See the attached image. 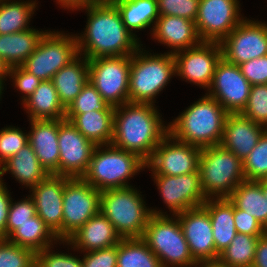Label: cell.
I'll return each mask as SVG.
<instances>
[{
    "instance_id": "d6a6232c",
    "label": "cell",
    "mask_w": 267,
    "mask_h": 267,
    "mask_svg": "<svg viewBox=\"0 0 267 267\" xmlns=\"http://www.w3.org/2000/svg\"><path fill=\"white\" fill-rule=\"evenodd\" d=\"M117 7L126 29L136 38L133 30L146 29L159 18L157 0H116ZM156 20V21H155Z\"/></svg>"
},
{
    "instance_id": "2e32d148",
    "label": "cell",
    "mask_w": 267,
    "mask_h": 267,
    "mask_svg": "<svg viewBox=\"0 0 267 267\" xmlns=\"http://www.w3.org/2000/svg\"><path fill=\"white\" fill-rule=\"evenodd\" d=\"M251 86L239 66L227 62L222 57L213 74L208 95L228 113H240L246 106Z\"/></svg>"
},
{
    "instance_id": "9f6ffc18",
    "label": "cell",
    "mask_w": 267,
    "mask_h": 267,
    "mask_svg": "<svg viewBox=\"0 0 267 267\" xmlns=\"http://www.w3.org/2000/svg\"><path fill=\"white\" fill-rule=\"evenodd\" d=\"M97 3H113L116 0H96Z\"/></svg>"
},
{
    "instance_id": "9a60e30c",
    "label": "cell",
    "mask_w": 267,
    "mask_h": 267,
    "mask_svg": "<svg viewBox=\"0 0 267 267\" xmlns=\"http://www.w3.org/2000/svg\"><path fill=\"white\" fill-rule=\"evenodd\" d=\"M59 176L82 178L88 170L96 145L66 119H59Z\"/></svg>"
},
{
    "instance_id": "8992f818",
    "label": "cell",
    "mask_w": 267,
    "mask_h": 267,
    "mask_svg": "<svg viewBox=\"0 0 267 267\" xmlns=\"http://www.w3.org/2000/svg\"><path fill=\"white\" fill-rule=\"evenodd\" d=\"M198 172L207 199L228 198L246 180L243 161L220 144L201 149Z\"/></svg>"
},
{
    "instance_id": "f1b7e54d",
    "label": "cell",
    "mask_w": 267,
    "mask_h": 267,
    "mask_svg": "<svg viewBox=\"0 0 267 267\" xmlns=\"http://www.w3.org/2000/svg\"><path fill=\"white\" fill-rule=\"evenodd\" d=\"M47 32L30 28L13 34L0 35V58L10 67L21 66L36 50Z\"/></svg>"
},
{
    "instance_id": "f5cc1de1",
    "label": "cell",
    "mask_w": 267,
    "mask_h": 267,
    "mask_svg": "<svg viewBox=\"0 0 267 267\" xmlns=\"http://www.w3.org/2000/svg\"><path fill=\"white\" fill-rule=\"evenodd\" d=\"M10 66L0 58V83L3 85L5 78L9 75Z\"/></svg>"
},
{
    "instance_id": "e0dca14e",
    "label": "cell",
    "mask_w": 267,
    "mask_h": 267,
    "mask_svg": "<svg viewBox=\"0 0 267 267\" xmlns=\"http://www.w3.org/2000/svg\"><path fill=\"white\" fill-rule=\"evenodd\" d=\"M184 237L188 243L191 256L198 264L216 263L213 230L209 213L204 206H199L176 215Z\"/></svg>"
},
{
    "instance_id": "ffe728a7",
    "label": "cell",
    "mask_w": 267,
    "mask_h": 267,
    "mask_svg": "<svg viewBox=\"0 0 267 267\" xmlns=\"http://www.w3.org/2000/svg\"><path fill=\"white\" fill-rule=\"evenodd\" d=\"M69 177L51 174L30 190L37 215L62 241L63 193Z\"/></svg>"
},
{
    "instance_id": "60d3db41",
    "label": "cell",
    "mask_w": 267,
    "mask_h": 267,
    "mask_svg": "<svg viewBox=\"0 0 267 267\" xmlns=\"http://www.w3.org/2000/svg\"><path fill=\"white\" fill-rule=\"evenodd\" d=\"M29 143L28 134L18 127L0 130V166Z\"/></svg>"
},
{
    "instance_id": "681fc988",
    "label": "cell",
    "mask_w": 267,
    "mask_h": 267,
    "mask_svg": "<svg viewBox=\"0 0 267 267\" xmlns=\"http://www.w3.org/2000/svg\"><path fill=\"white\" fill-rule=\"evenodd\" d=\"M2 181L0 178V239H6V223L12 198Z\"/></svg>"
},
{
    "instance_id": "d4e9b609",
    "label": "cell",
    "mask_w": 267,
    "mask_h": 267,
    "mask_svg": "<svg viewBox=\"0 0 267 267\" xmlns=\"http://www.w3.org/2000/svg\"><path fill=\"white\" fill-rule=\"evenodd\" d=\"M88 79V59L79 54L54 74L52 82L65 108L80 94L82 88L88 83Z\"/></svg>"
},
{
    "instance_id": "ac0fdd59",
    "label": "cell",
    "mask_w": 267,
    "mask_h": 267,
    "mask_svg": "<svg viewBox=\"0 0 267 267\" xmlns=\"http://www.w3.org/2000/svg\"><path fill=\"white\" fill-rule=\"evenodd\" d=\"M176 74L190 83L209 88L216 66L222 58L220 43L201 42L195 47L176 52Z\"/></svg>"
},
{
    "instance_id": "11a10c76",
    "label": "cell",
    "mask_w": 267,
    "mask_h": 267,
    "mask_svg": "<svg viewBox=\"0 0 267 267\" xmlns=\"http://www.w3.org/2000/svg\"><path fill=\"white\" fill-rule=\"evenodd\" d=\"M199 267H222V266L218 265L217 263H204L200 264Z\"/></svg>"
},
{
    "instance_id": "4dcf8cb0",
    "label": "cell",
    "mask_w": 267,
    "mask_h": 267,
    "mask_svg": "<svg viewBox=\"0 0 267 267\" xmlns=\"http://www.w3.org/2000/svg\"><path fill=\"white\" fill-rule=\"evenodd\" d=\"M6 239L35 254L51 247L53 241L56 243L59 240L38 215L31 217L30 221L14 224V231Z\"/></svg>"
},
{
    "instance_id": "5bb4252c",
    "label": "cell",
    "mask_w": 267,
    "mask_h": 267,
    "mask_svg": "<svg viewBox=\"0 0 267 267\" xmlns=\"http://www.w3.org/2000/svg\"><path fill=\"white\" fill-rule=\"evenodd\" d=\"M238 5L237 0H200L195 24L201 41L220 43L228 36L243 20Z\"/></svg>"
},
{
    "instance_id": "d590c367",
    "label": "cell",
    "mask_w": 267,
    "mask_h": 267,
    "mask_svg": "<svg viewBox=\"0 0 267 267\" xmlns=\"http://www.w3.org/2000/svg\"><path fill=\"white\" fill-rule=\"evenodd\" d=\"M258 239L259 236L237 233L216 263L222 267H252Z\"/></svg>"
},
{
    "instance_id": "7bdbcfd3",
    "label": "cell",
    "mask_w": 267,
    "mask_h": 267,
    "mask_svg": "<svg viewBox=\"0 0 267 267\" xmlns=\"http://www.w3.org/2000/svg\"><path fill=\"white\" fill-rule=\"evenodd\" d=\"M36 215V206L31 197L28 196L17 203L11 200L6 223V238L14 231V224L30 221V218Z\"/></svg>"
},
{
    "instance_id": "484cf974",
    "label": "cell",
    "mask_w": 267,
    "mask_h": 267,
    "mask_svg": "<svg viewBox=\"0 0 267 267\" xmlns=\"http://www.w3.org/2000/svg\"><path fill=\"white\" fill-rule=\"evenodd\" d=\"M203 206L207 209L213 230L215 249L223 252L235 238L234 205L228 198L207 199Z\"/></svg>"
},
{
    "instance_id": "f6af8a7d",
    "label": "cell",
    "mask_w": 267,
    "mask_h": 267,
    "mask_svg": "<svg viewBox=\"0 0 267 267\" xmlns=\"http://www.w3.org/2000/svg\"><path fill=\"white\" fill-rule=\"evenodd\" d=\"M9 76L13 78L14 86L25 94L23 95L24 97H22L23 102L33 94L42 82L41 79L25 70L22 66L11 67Z\"/></svg>"
},
{
    "instance_id": "ab89813d",
    "label": "cell",
    "mask_w": 267,
    "mask_h": 267,
    "mask_svg": "<svg viewBox=\"0 0 267 267\" xmlns=\"http://www.w3.org/2000/svg\"><path fill=\"white\" fill-rule=\"evenodd\" d=\"M240 113L267 129V84L251 86L246 106Z\"/></svg>"
},
{
    "instance_id": "d6986e66",
    "label": "cell",
    "mask_w": 267,
    "mask_h": 267,
    "mask_svg": "<svg viewBox=\"0 0 267 267\" xmlns=\"http://www.w3.org/2000/svg\"><path fill=\"white\" fill-rule=\"evenodd\" d=\"M164 203L172 215L176 216L187 209L203 206L205 197L199 172L180 176L153 175Z\"/></svg>"
},
{
    "instance_id": "bcb514c9",
    "label": "cell",
    "mask_w": 267,
    "mask_h": 267,
    "mask_svg": "<svg viewBox=\"0 0 267 267\" xmlns=\"http://www.w3.org/2000/svg\"><path fill=\"white\" fill-rule=\"evenodd\" d=\"M251 85L267 84V55L238 65Z\"/></svg>"
},
{
    "instance_id": "603a6c76",
    "label": "cell",
    "mask_w": 267,
    "mask_h": 267,
    "mask_svg": "<svg viewBox=\"0 0 267 267\" xmlns=\"http://www.w3.org/2000/svg\"><path fill=\"white\" fill-rule=\"evenodd\" d=\"M152 32L153 39L171 47V54L195 47L202 42L195 22L183 17L159 16Z\"/></svg>"
},
{
    "instance_id": "30bf717a",
    "label": "cell",
    "mask_w": 267,
    "mask_h": 267,
    "mask_svg": "<svg viewBox=\"0 0 267 267\" xmlns=\"http://www.w3.org/2000/svg\"><path fill=\"white\" fill-rule=\"evenodd\" d=\"M78 55L77 39L74 35L46 32L36 50L21 65L39 79L52 80L62 67Z\"/></svg>"
},
{
    "instance_id": "277c9868",
    "label": "cell",
    "mask_w": 267,
    "mask_h": 267,
    "mask_svg": "<svg viewBox=\"0 0 267 267\" xmlns=\"http://www.w3.org/2000/svg\"><path fill=\"white\" fill-rule=\"evenodd\" d=\"M141 196L132 186L101 191L100 212L121 238H142L152 214L166 215L162 211L147 209Z\"/></svg>"
},
{
    "instance_id": "6f0895ef",
    "label": "cell",
    "mask_w": 267,
    "mask_h": 267,
    "mask_svg": "<svg viewBox=\"0 0 267 267\" xmlns=\"http://www.w3.org/2000/svg\"><path fill=\"white\" fill-rule=\"evenodd\" d=\"M4 87L3 85L0 83V99H1V95H2V91H3Z\"/></svg>"
},
{
    "instance_id": "83f0119b",
    "label": "cell",
    "mask_w": 267,
    "mask_h": 267,
    "mask_svg": "<svg viewBox=\"0 0 267 267\" xmlns=\"http://www.w3.org/2000/svg\"><path fill=\"white\" fill-rule=\"evenodd\" d=\"M8 171L19 183L30 189L50 175L40 164L29 143L0 166V178Z\"/></svg>"
},
{
    "instance_id": "7a4b0ae2",
    "label": "cell",
    "mask_w": 267,
    "mask_h": 267,
    "mask_svg": "<svg viewBox=\"0 0 267 267\" xmlns=\"http://www.w3.org/2000/svg\"><path fill=\"white\" fill-rule=\"evenodd\" d=\"M155 104L127 102L115 107L111 144L137 154L145 162L169 133Z\"/></svg>"
},
{
    "instance_id": "1f68e13d",
    "label": "cell",
    "mask_w": 267,
    "mask_h": 267,
    "mask_svg": "<svg viewBox=\"0 0 267 267\" xmlns=\"http://www.w3.org/2000/svg\"><path fill=\"white\" fill-rule=\"evenodd\" d=\"M228 199L237 209L255 217L267 230V198L259 181L244 180Z\"/></svg>"
},
{
    "instance_id": "f546056e",
    "label": "cell",
    "mask_w": 267,
    "mask_h": 267,
    "mask_svg": "<svg viewBox=\"0 0 267 267\" xmlns=\"http://www.w3.org/2000/svg\"><path fill=\"white\" fill-rule=\"evenodd\" d=\"M22 104L31 120L65 119L66 108L60 102L52 80H43Z\"/></svg>"
},
{
    "instance_id": "52a82bcc",
    "label": "cell",
    "mask_w": 267,
    "mask_h": 267,
    "mask_svg": "<svg viewBox=\"0 0 267 267\" xmlns=\"http://www.w3.org/2000/svg\"><path fill=\"white\" fill-rule=\"evenodd\" d=\"M176 75L174 54H145L141 46L131 55L129 102L154 103V97Z\"/></svg>"
},
{
    "instance_id": "b9f144b4",
    "label": "cell",
    "mask_w": 267,
    "mask_h": 267,
    "mask_svg": "<svg viewBox=\"0 0 267 267\" xmlns=\"http://www.w3.org/2000/svg\"><path fill=\"white\" fill-rule=\"evenodd\" d=\"M200 0H157L159 16H178L195 22Z\"/></svg>"
},
{
    "instance_id": "4fadbf2b",
    "label": "cell",
    "mask_w": 267,
    "mask_h": 267,
    "mask_svg": "<svg viewBox=\"0 0 267 267\" xmlns=\"http://www.w3.org/2000/svg\"><path fill=\"white\" fill-rule=\"evenodd\" d=\"M222 57L229 63L240 65L267 55V24L243 19L220 42Z\"/></svg>"
},
{
    "instance_id": "6da1fadb",
    "label": "cell",
    "mask_w": 267,
    "mask_h": 267,
    "mask_svg": "<svg viewBox=\"0 0 267 267\" xmlns=\"http://www.w3.org/2000/svg\"><path fill=\"white\" fill-rule=\"evenodd\" d=\"M85 9L87 25L84 33L76 36L79 55L87 59L125 56L140 47L138 38L126 29L113 3H95Z\"/></svg>"
},
{
    "instance_id": "3957f363",
    "label": "cell",
    "mask_w": 267,
    "mask_h": 267,
    "mask_svg": "<svg viewBox=\"0 0 267 267\" xmlns=\"http://www.w3.org/2000/svg\"><path fill=\"white\" fill-rule=\"evenodd\" d=\"M228 112L207 93L194 102L169 126V134L176 140L206 148L219 145Z\"/></svg>"
},
{
    "instance_id": "816d5d0a",
    "label": "cell",
    "mask_w": 267,
    "mask_h": 267,
    "mask_svg": "<svg viewBox=\"0 0 267 267\" xmlns=\"http://www.w3.org/2000/svg\"><path fill=\"white\" fill-rule=\"evenodd\" d=\"M62 7L65 9H84L87 8L88 6L97 3L96 0H57Z\"/></svg>"
},
{
    "instance_id": "44dd1931",
    "label": "cell",
    "mask_w": 267,
    "mask_h": 267,
    "mask_svg": "<svg viewBox=\"0 0 267 267\" xmlns=\"http://www.w3.org/2000/svg\"><path fill=\"white\" fill-rule=\"evenodd\" d=\"M265 130L264 126L251 121L241 113H229L220 145L243 161L257 145Z\"/></svg>"
},
{
    "instance_id": "ba28073f",
    "label": "cell",
    "mask_w": 267,
    "mask_h": 267,
    "mask_svg": "<svg viewBox=\"0 0 267 267\" xmlns=\"http://www.w3.org/2000/svg\"><path fill=\"white\" fill-rule=\"evenodd\" d=\"M152 214L142 239L155 253L163 267H199L189 251L178 217ZM168 264V265H167Z\"/></svg>"
},
{
    "instance_id": "f35d334b",
    "label": "cell",
    "mask_w": 267,
    "mask_h": 267,
    "mask_svg": "<svg viewBox=\"0 0 267 267\" xmlns=\"http://www.w3.org/2000/svg\"><path fill=\"white\" fill-rule=\"evenodd\" d=\"M35 257L30 249L0 239V267H35Z\"/></svg>"
},
{
    "instance_id": "9c48e42d",
    "label": "cell",
    "mask_w": 267,
    "mask_h": 267,
    "mask_svg": "<svg viewBox=\"0 0 267 267\" xmlns=\"http://www.w3.org/2000/svg\"><path fill=\"white\" fill-rule=\"evenodd\" d=\"M88 81L104 101L118 107L129 102L131 55L88 59Z\"/></svg>"
},
{
    "instance_id": "7402d4cb",
    "label": "cell",
    "mask_w": 267,
    "mask_h": 267,
    "mask_svg": "<svg viewBox=\"0 0 267 267\" xmlns=\"http://www.w3.org/2000/svg\"><path fill=\"white\" fill-rule=\"evenodd\" d=\"M59 119L31 120L29 144L45 170L59 176Z\"/></svg>"
},
{
    "instance_id": "ee69618b",
    "label": "cell",
    "mask_w": 267,
    "mask_h": 267,
    "mask_svg": "<svg viewBox=\"0 0 267 267\" xmlns=\"http://www.w3.org/2000/svg\"><path fill=\"white\" fill-rule=\"evenodd\" d=\"M50 249L47 247L36 253L35 267H83L80 258L67 253H54Z\"/></svg>"
},
{
    "instance_id": "5b68a950",
    "label": "cell",
    "mask_w": 267,
    "mask_h": 267,
    "mask_svg": "<svg viewBox=\"0 0 267 267\" xmlns=\"http://www.w3.org/2000/svg\"><path fill=\"white\" fill-rule=\"evenodd\" d=\"M102 147L103 145L95 147L88 170L82 178L100 192L130 187L127 179L146 168L145 161L137 154L112 144L104 145L106 150Z\"/></svg>"
},
{
    "instance_id": "4316f807",
    "label": "cell",
    "mask_w": 267,
    "mask_h": 267,
    "mask_svg": "<svg viewBox=\"0 0 267 267\" xmlns=\"http://www.w3.org/2000/svg\"><path fill=\"white\" fill-rule=\"evenodd\" d=\"M76 129L97 145L111 144L113 138L114 111H96L84 114H65Z\"/></svg>"
},
{
    "instance_id": "e575fe53",
    "label": "cell",
    "mask_w": 267,
    "mask_h": 267,
    "mask_svg": "<svg viewBox=\"0 0 267 267\" xmlns=\"http://www.w3.org/2000/svg\"><path fill=\"white\" fill-rule=\"evenodd\" d=\"M36 5V1L9 2L8 0H0V35L13 34L30 29L29 20L34 14Z\"/></svg>"
},
{
    "instance_id": "db71d44e",
    "label": "cell",
    "mask_w": 267,
    "mask_h": 267,
    "mask_svg": "<svg viewBox=\"0 0 267 267\" xmlns=\"http://www.w3.org/2000/svg\"><path fill=\"white\" fill-rule=\"evenodd\" d=\"M259 182L261 183V185H262V189H263L264 194H265V196H266V198H267V178L262 179V180H260Z\"/></svg>"
},
{
    "instance_id": "c3c4849f",
    "label": "cell",
    "mask_w": 267,
    "mask_h": 267,
    "mask_svg": "<svg viewBox=\"0 0 267 267\" xmlns=\"http://www.w3.org/2000/svg\"><path fill=\"white\" fill-rule=\"evenodd\" d=\"M234 224L237 233L248 234L251 236H261L267 230L252 215L247 214L244 210L237 209L234 206Z\"/></svg>"
},
{
    "instance_id": "7c38bea8",
    "label": "cell",
    "mask_w": 267,
    "mask_h": 267,
    "mask_svg": "<svg viewBox=\"0 0 267 267\" xmlns=\"http://www.w3.org/2000/svg\"><path fill=\"white\" fill-rule=\"evenodd\" d=\"M200 153L201 148L176 140L168 133L145 164L154 175H186L198 172Z\"/></svg>"
},
{
    "instance_id": "f907efd6",
    "label": "cell",
    "mask_w": 267,
    "mask_h": 267,
    "mask_svg": "<svg viewBox=\"0 0 267 267\" xmlns=\"http://www.w3.org/2000/svg\"><path fill=\"white\" fill-rule=\"evenodd\" d=\"M252 267H267V232L259 236Z\"/></svg>"
},
{
    "instance_id": "cb8c5ba5",
    "label": "cell",
    "mask_w": 267,
    "mask_h": 267,
    "mask_svg": "<svg viewBox=\"0 0 267 267\" xmlns=\"http://www.w3.org/2000/svg\"><path fill=\"white\" fill-rule=\"evenodd\" d=\"M120 240L121 237L116 233L113 224L99 212L62 242L72 245L73 249L89 252L115 246Z\"/></svg>"
},
{
    "instance_id": "8d00e7d4",
    "label": "cell",
    "mask_w": 267,
    "mask_h": 267,
    "mask_svg": "<svg viewBox=\"0 0 267 267\" xmlns=\"http://www.w3.org/2000/svg\"><path fill=\"white\" fill-rule=\"evenodd\" d=\"M244 177L249 181L267 178V129L261 135L257 145L243 160Z\"/></svg>"
},
{
    "instance_id": "74e56055",
    "label": "cell",
    "mask_w": 267,
    "mask_h": 267,
    "mask_svg": "<svg viewBox=\"0 0 267 267\" xmlns=\"http://www.w3.org/2000/svg\"><path fill=\"white\" fill-rule=\"evenodd\" d=\"M96 111H114L115 107L108 105L96 88L88 81L80 94L66 108L65 114H84Z\"/></svg>"
},
{
    "instance_id": "7dc6e473",
    "label": "cell",
    "mask_w": 267,
    "mask_h": 267,
    "mask_svg": "<svg viewBox=\"0 0 267 267\" xmlns=\"http://www.w3.org/2000/svg\"><path fill=\"white\" fill-rule=\"evenodd\" d=\"M83 267H117V245L86 252L82 259Z\"/></svg>"
},
{
    "instance_id": "836d02e7",
    "label": "cell",
    "mask_w": 267,
    "mask_h": 267,
    "mask_svg": "<svg viewBox=\"0 0 267 267\" xmlns=\"http://www.w3.org/2000/svg\"><path fill=\"white\" fill-rule=\"evenodd\" d=\"M117 267H163L142 238H121L117 244Z\"/></svg>"
},
{
    "instance_id": "8fae6325",
    "label": "cell",
    "mask_w": 267,
    "mask_h": 267,
    "mask_svg": "<svg viewBox=\"0 0 267 267\" xmlns=\"http://www.w3.org/2000/svg\"><path fill=\"white\" fill-rule=\"evenodd\" d=\"M101 192L83 178H70L64 186L62 241H66L100 212Z\"/></svg>"
}]
</instances>
